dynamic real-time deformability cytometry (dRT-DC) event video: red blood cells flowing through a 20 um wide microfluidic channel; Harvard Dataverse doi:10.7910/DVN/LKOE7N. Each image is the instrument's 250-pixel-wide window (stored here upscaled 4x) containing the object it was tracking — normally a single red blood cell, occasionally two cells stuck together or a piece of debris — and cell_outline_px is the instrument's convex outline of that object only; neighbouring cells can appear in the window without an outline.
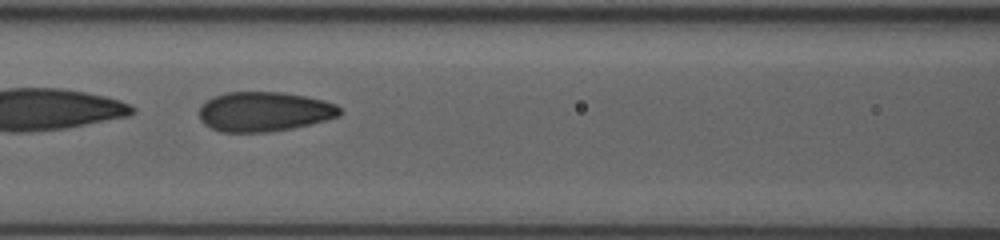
{"species": "human", "species_latin": "Homo sapiens", "temperature_condition": "room temperature", "stored_images_in_passage": 45, "camera_frame_rate_fps": 3000, "um_per_image_px": 0.085, "donor": {"sex": "female"}, "frame": {"image": 1, "passage_image": 20, "time_ms": 6.333, "image_size_px": [1000, 240], "cell_outline_px": [[340, 116], [292, 128], [264, 132], [220, 132], [204, 124], [200, 120], [200, 104], [212, 96], [224, 92], [280, 92], [304, 96], [324, 100], [336, 104], [340, 108]], "centroid_in_image_um": [22.41, 9.48], "position_along_channel_um": 144.2, "area_um2": 32.48}}